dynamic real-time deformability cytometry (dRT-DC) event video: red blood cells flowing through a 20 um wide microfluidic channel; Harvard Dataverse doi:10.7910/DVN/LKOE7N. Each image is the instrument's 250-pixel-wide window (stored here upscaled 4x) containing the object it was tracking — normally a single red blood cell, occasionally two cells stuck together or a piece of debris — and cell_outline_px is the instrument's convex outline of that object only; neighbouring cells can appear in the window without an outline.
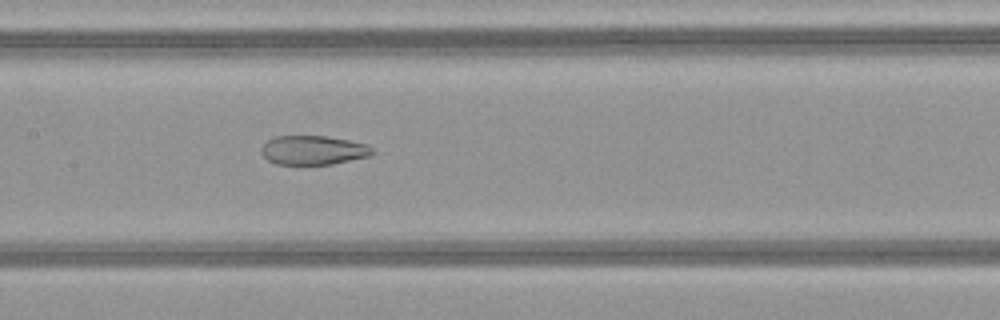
{"species": "common noctule bat (a hibernating species)", "species_latin": "Nyctalus noctula", "temperature_condition": "warm", "stored_images_in_passage": 50, "camera_frame_rate_fps": 3000, "um_per_image_px": 0.085, "animal": {"sex": "female", "body_mass_g": 21.9}, "frame": {"image": 1, "passage_image": 25, "time_ms": 8.0, "image_size_px": [1000, 320], "cell_outline_px": [[376, 152], [372, 156], [332, 164], [276, 164], [268, 160], [260, 152], [260, 148], [268, 140], [276, 136], [328, 136], [368, 144]], "centroid_in_image_um": [26.66, 12.76], "position_along_channel_um": 180.7, "area_um2": 19.02}}
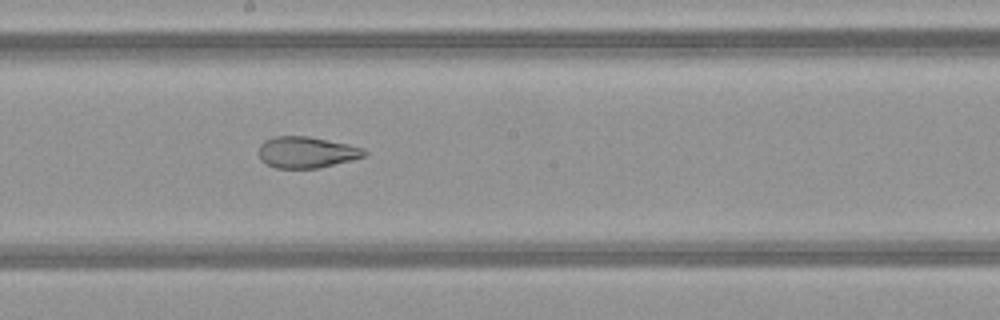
{"frame": {"image": 2, "passage_image": 28, "time_ms": 9.0, "image_size_px": [1000, 320], "cell_outline_px": [[368, 152], [364, 156], [352, 160], [320, 168], [276, 168], [260, 160], [256, 152], [260, 144], [264, 140], [272, 136], [308, 136], [348, 144], [364, 148]], "centroid_in_image_um": [26.02, 12.94], "position_along_channel_um": 222.2, "area_um2": 19.54}}
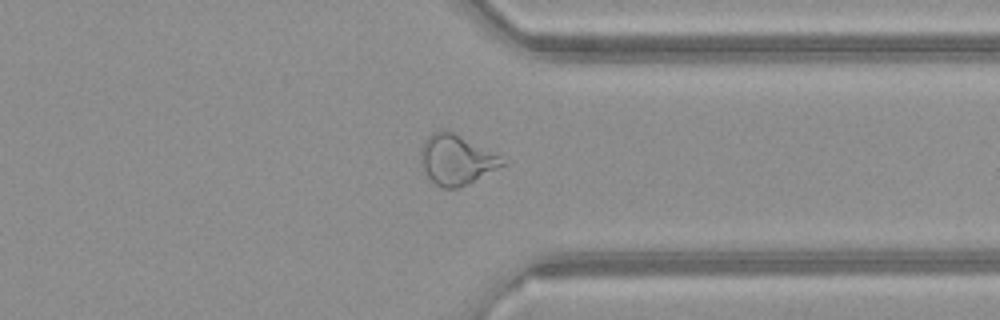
{"frame": {"image": 3, "passage_image": 39, "time_ms": 12.667, "image_size_px": [1000, 320], "cell_outline_px": [[508, 164], [456, 188], [444, 188], [436, 184], [428, 176], [420, 164], [420, 148], [424, 140], [432, 132], [452, 132], [500, 156]], "centroid_in_image_um": [38.76, 13.58], "position_along_channel_um": 372.6, "area_um2": 23.12}, "authors_computed_cell_mechanics": {"area_um2": 26.7614, "velocity_mm_per_s": 4.1484, "shape_relaxation_time_tau1_ms": null, "shape_relaxation_time_tau2_ms": 1.324, "deformation_change_tau1": null, "deformation_change_tau2": 0.0862}}